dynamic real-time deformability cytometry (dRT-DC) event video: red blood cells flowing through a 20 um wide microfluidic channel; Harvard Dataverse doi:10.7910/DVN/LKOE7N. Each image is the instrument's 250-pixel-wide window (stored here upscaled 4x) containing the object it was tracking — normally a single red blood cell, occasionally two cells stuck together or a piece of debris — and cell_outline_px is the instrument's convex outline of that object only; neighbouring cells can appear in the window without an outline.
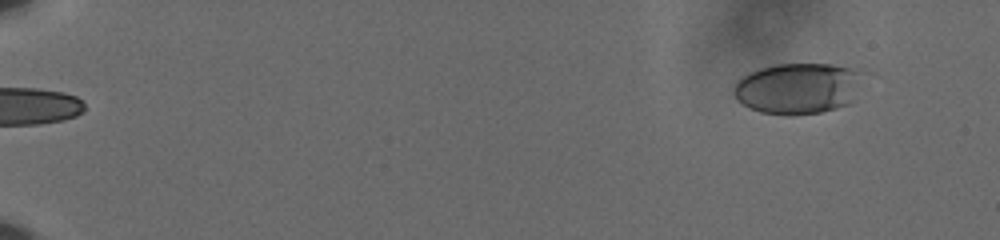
{"species": "human", "species_latin": "Homo sapiens", "temperature_condition": "cold", "stored_images_in_passage": 55, "camera_frame_rate_fps": 3000, "um_per_image_px": 0.085, "donor": {"sex": "male"}, "frame": {"image": 1, "passage_image": 1, "time_ms": 0.0, "image_size_px": [1000, 240], "cell_outline_px": [[872, 72], [856, 100], [848, 104], [836, 108], [820, 112], [792, 116], [788, 116], [760, 112], [748, 108], [732, 92], [732, 88], [744, 76], [760, 68], [776, 64], [832, 64], [860, 68]], "centroid_in_image_um": [68.05, 7.49], "position_along_channel_um": 17.0, "area_um2": 39.94}}
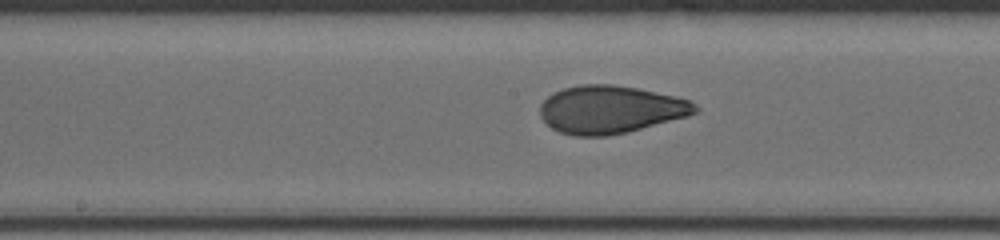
{"frame": {"image": 2, "passage_image": 30, "time_ms": 9.667, "image_size_px": [1000, 240], "cell_outline_px": [[700, 112], [688, 116], [628, 132], [608, 136], [572, 136], [560, 132], [552, 128], [540, 116], [540, 104], [552, 92], [564, 88], [580, 84], [612, 84], [636, 88], [672, 96], [688, 100], [696, 104], [700, 108]], "centroid_in_image_um": [51.88, 9.31], "position_along_channel_um": 196.3, "area_um2": 43.29}}
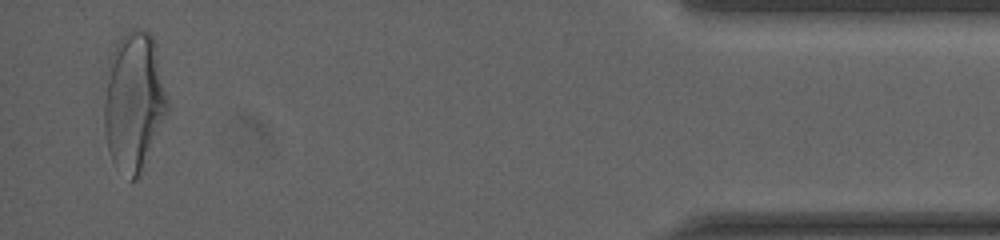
{"frame": {"image": 3, "passage_image": 54, "time_ms": 17.667, "image_size_px": [1000, 240], "cell_outline_px": [[168, 112], [140, 172], [136, 180], [132, 180], [112, 160], [108, 152], [104, 128], [104, 100], [112, 52], [116, 44], [132, 28], [140, 28], [148, 32], [152, 36], [156, 48], [168, 100]], "centroid_in_image_um": [11.39, 8.62], "position_along_channel_um": 423.8, "area_um2": 50.23}, "authors_computed_cell_mechanics": {"area_um2": 42.0784, "velocity_mm_per_s": 3.6154, "shape_relaxation_time_tau1_ms": 4.973, "shape_relaxation_time_tau2_ms": 1.0592, "deformation_change_tau1": 0.1839, "deformation_change_tau2": 0.0657}}